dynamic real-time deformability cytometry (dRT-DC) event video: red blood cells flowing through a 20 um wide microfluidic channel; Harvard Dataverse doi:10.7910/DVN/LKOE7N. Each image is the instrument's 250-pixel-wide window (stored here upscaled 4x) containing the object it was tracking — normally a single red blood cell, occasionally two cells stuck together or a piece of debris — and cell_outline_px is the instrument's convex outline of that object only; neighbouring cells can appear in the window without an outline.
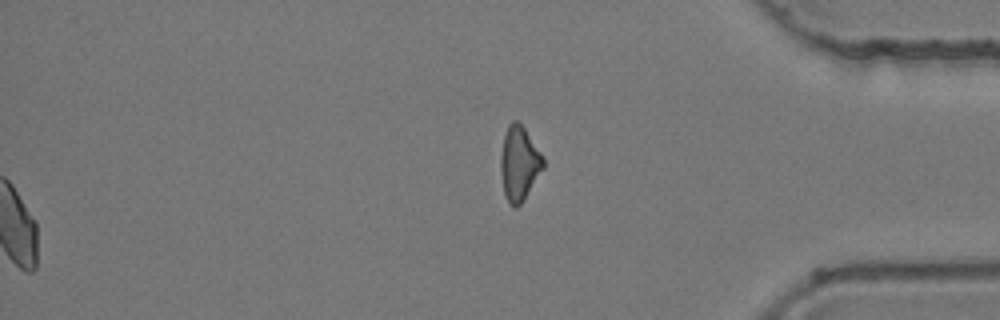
{"species": "common noctule bat (a hibernating species)", "species_latin": "Nyctalus noctula", "temperature_condition": "room temperature", "stored_images_in_passage": 55, "segment_of_instrument_passage": [2, 2], "camera_frame_rate_fps": 3000, "um_per_image_px": 0.085, "animal": {"sex": "female", "body_mass_g": 24.6, "forearm_length_mm": 56.2}, "frame": {"image": 1, "passage_image": 55, "time_ms": 18.0, "image_size_px": [1000, 320], "cell_outline_px": [[544, 168], [520, 204], [516, 208], [512, 208], [508, 204], [504, 192], [500, 172], [500, 156], [504, 136], [508, 124], [512, 120], [516, 120], [524, 128], [544, 156]], "centroid_in_image_um": [44.12, 13.9], "position_along_channel_um": 391.1, "area_um2": 18.5}}